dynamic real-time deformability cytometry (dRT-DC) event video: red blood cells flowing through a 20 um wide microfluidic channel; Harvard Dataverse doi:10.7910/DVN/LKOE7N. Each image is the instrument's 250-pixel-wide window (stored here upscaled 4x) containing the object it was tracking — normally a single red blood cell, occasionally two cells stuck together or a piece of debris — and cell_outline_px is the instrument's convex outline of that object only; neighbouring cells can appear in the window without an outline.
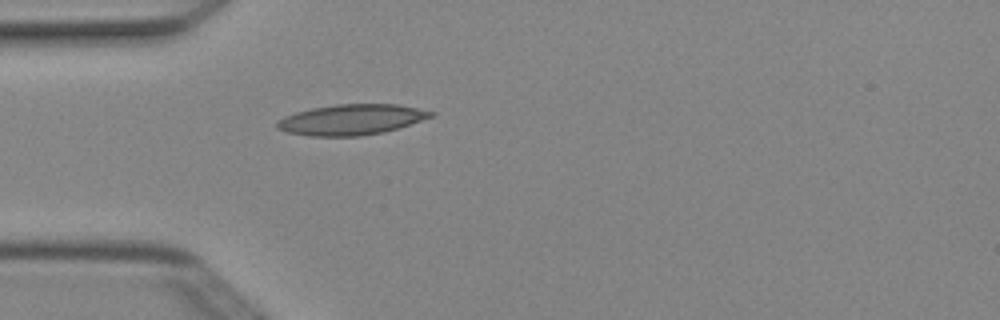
{"species": "Egyptian fruit bat (a non-hibernating species)", "species_latin": "Rousettus aegyptiacus", "temperature_condition": "cold", "stored_images_in_passage": 5, "camera_frame_rate_fps": 3000, "um_per_image_px": 0.085, "animal": {"sex": "female"}, "frame": {"image": 1, "passage_image": 5, "time_ms": 1.333, "image_size_px": [1000, 320], "cell_outline_px": [[436, 112], [432, 116], [384, 132], [360, 136], [308, 136], [288, 132], [276, 128], [276, 124], [284, 116], [296, 112], [312, 108], [336, 104], [396, 104]], "centroid_in_image_um": [29.83, 10.17], "position_along_channel_um": 55.2, "area_um2": 27.05}}